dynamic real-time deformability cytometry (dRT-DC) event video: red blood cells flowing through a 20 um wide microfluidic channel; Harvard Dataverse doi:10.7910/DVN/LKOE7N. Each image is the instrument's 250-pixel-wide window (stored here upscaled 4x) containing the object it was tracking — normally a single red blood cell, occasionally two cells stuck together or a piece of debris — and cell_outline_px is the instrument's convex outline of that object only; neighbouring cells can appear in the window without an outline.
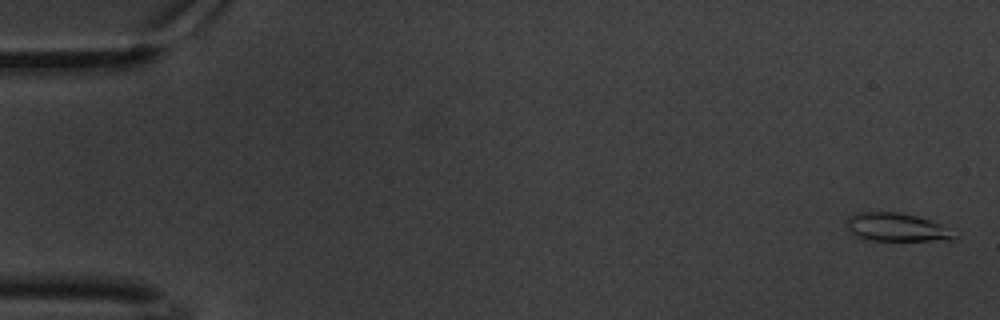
{"species": "common noctule bat (a hibernating species)", "species_latin": "Nyctalus noctula", "temperature_condition": "warm", "stored_images_in_passage": 62, "camera_frame_rate_fps": 3000, "um_per_image_px": 0.085, "animal": {"sex": "male", "body_mass_g": 20.1, "forearm_length_mm": 53.5}, "frame": {"image": 1, "passage_image": 2, "time_ms": 0.333, "image_size_px": [1000, 320], "cell_outline_px": [[956, 236], [952, 240], [864, 240], [852, 236], [848, 232], [844, 224], [848, 216], [856, 212], [900, 212], [916, 216], [940, 224]], "centroid_in_image_um": [76.05, 19.32], "position_along_channel_um": 9.0, "area_um2": 17.86}}
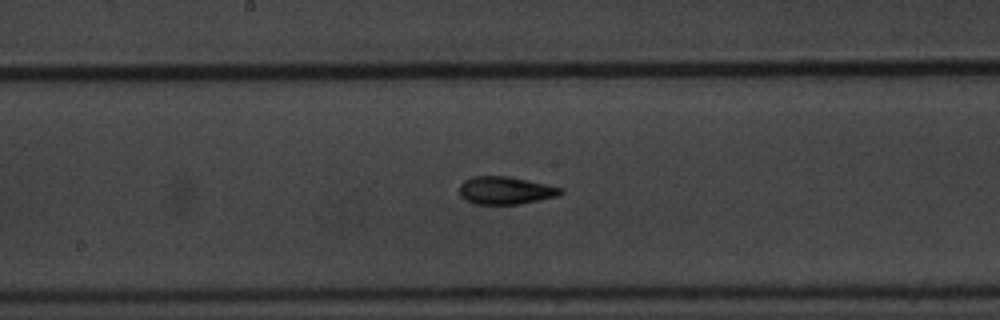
{"frame": {"image": 2, "passage_image": 33, "time_ms": 10.667, "image_size_px": [1000, 320], "cell_outline_px": [[564, 192], [556, 196], [540, 200], [520, 204], [472, 204], [464, 200], [460, 196], [460, 184], [464, 180], [472, 176], [508, 176], [528, 180], [564, 188]], "centroid_in_image_um": [42.95, 16.19], "position_along_channel_um": 205.3, "area_um2": 16.53}}
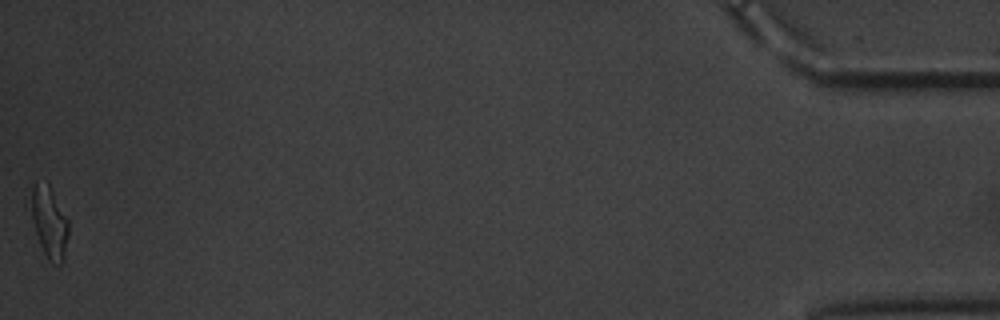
{"frame": {"image": 3, "passage_image": 62, "time_ms": 20.333, "image_size_px": [1000, 320], "cell_outline_px": [[68, 236], [64, 260], [60, 264], [48, 260], [40, 244], [36, 232], [32, 216], [32, 184], [36, 180], [48, 180], [68, 220]], "centroid_in_image_um": [4.21, 18.81], "position_along_channel_um": 431.0, "area_um2": 15.61}, "authors_computed_cell_mechanics": {"area_um2": 16.184, "velocity_mm_per_s": 3.3027, "shape_relaxation_time_tau1_ms": 3.7074, "shape_relaxation_time_tau2_ms": 2.2341, "deformation_change_tau1": 0.1758, "deformation_change_tau2": 0.0975}}